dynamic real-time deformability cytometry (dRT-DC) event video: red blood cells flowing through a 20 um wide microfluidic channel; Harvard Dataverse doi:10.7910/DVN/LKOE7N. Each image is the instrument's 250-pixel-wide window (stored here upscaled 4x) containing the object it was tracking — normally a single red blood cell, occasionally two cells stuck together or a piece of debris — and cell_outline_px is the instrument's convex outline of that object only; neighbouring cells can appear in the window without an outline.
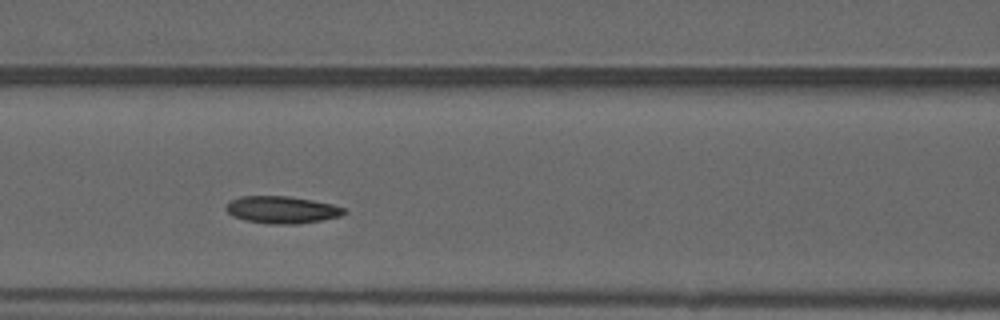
{"species": "common noctule bat (a hibernating species)", "species_latin": "Nyctalus noctula", "temperature_condition": "warm", "stored_images_in_passage": 42, "camera_frame_rate_fps": 3000, "um_per_image_px": 0.085, "animal": {"sex": "male", "forearm_length_mm": 52.5}, "frame": {"image": 1, "passage_image": 13, "time_ms": 4.0, "image_size_px": [1000, 320], "cell_outline_px": [[348, 212], [340, 216], [324, 220], [296, 224], [272, 224], [244, 220], [232, 216], [224, 208], [232, 200], [240, 196], [288, 196], [312, 200], [332, 204], [344, 208]], "centroid_in_image_um": [23.97, 17.83], "position_along_channel_um": 142.6, "area_um2": 18.73}, "authors_computed_cell_mechanics": {"area_um2": 18.3804, "velocity_mm_per_s": 3.9292, "shape_relaxation_time_tau1_ms": null, "shape_relaxation_time_tau2_ms": 4.9667, "deformation_change_tau1": null, "deformation_change_tau2": 0.1013}}